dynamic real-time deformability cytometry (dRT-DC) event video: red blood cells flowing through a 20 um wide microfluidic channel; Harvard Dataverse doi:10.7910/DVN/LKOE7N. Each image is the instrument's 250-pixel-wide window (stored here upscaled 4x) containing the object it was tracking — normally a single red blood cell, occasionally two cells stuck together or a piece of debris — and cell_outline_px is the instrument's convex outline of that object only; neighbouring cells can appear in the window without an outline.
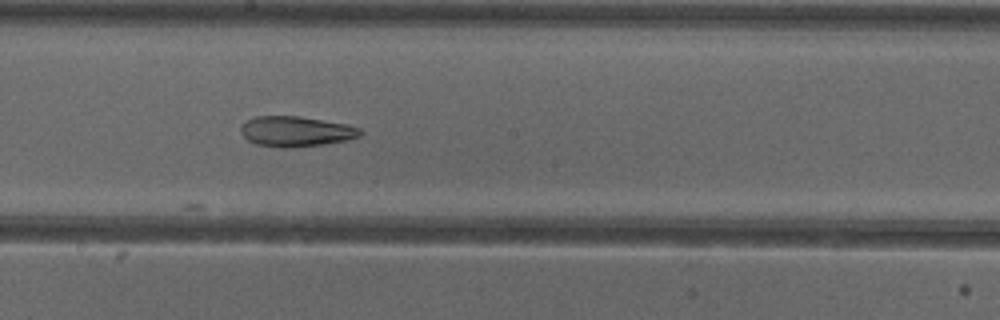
{"species": "common noctule bat (a hibernating species)", "species_latin": "Nyctalus noctula", "temperature_condition": "cold", "stored_images_in_passage": 38, "camera_frame_rate_fps": 3000, "um_per_image_px": 0.085, "animal": {"sex": "female"}, "frame": {"image": 1, "passage_image": 20, "time_ms": 6.333, "image_size_px": [1000, 320], "cell_outline_px": [[364, 132], [360, 136], [348, 140], [320, 144], [288, 148], [280, 148], [256, 144], [248, 140], [240, 132], [240, 124], [244, 120], [256, 116], [300, 116], [348, 124], [360, 128]], "centroid_in_image_um": [25.14, 11.16], "position_along_channel_um": 223.1, "area_um2": 21.33}}
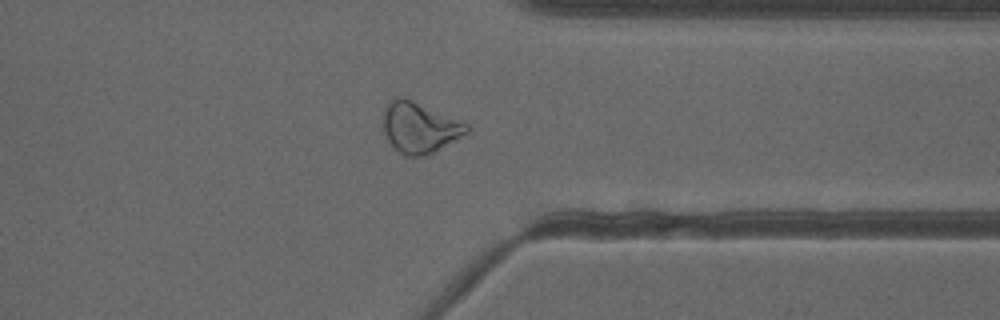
{"frame": {"image": 2, "passage_image": 32, "time_ms": 10.333, "image_size_px": [1000, 320], "cell_outline_px": [[468, 132], [428, 156], [404, 156], [392, 148], [384, 132], [384, 108], [388, 100], [404, 96], [464, 120], [468, 124]], "centroid_in_image_um": [35.67, 10.83], "position_along_channel_um": 375.7, "area_um2": 25.26}, "authors_computed_cell_mechanics": {"area_um2": 23.3223, "velocity_mm_per_s": 3.9239, "shape_relaxation_time_tau1_ms": null, "shape_relaxation_time_tau2_ms": 9.7754, "deformation_change_tau1": null, "deformation_change_tau2": 0.2021}}